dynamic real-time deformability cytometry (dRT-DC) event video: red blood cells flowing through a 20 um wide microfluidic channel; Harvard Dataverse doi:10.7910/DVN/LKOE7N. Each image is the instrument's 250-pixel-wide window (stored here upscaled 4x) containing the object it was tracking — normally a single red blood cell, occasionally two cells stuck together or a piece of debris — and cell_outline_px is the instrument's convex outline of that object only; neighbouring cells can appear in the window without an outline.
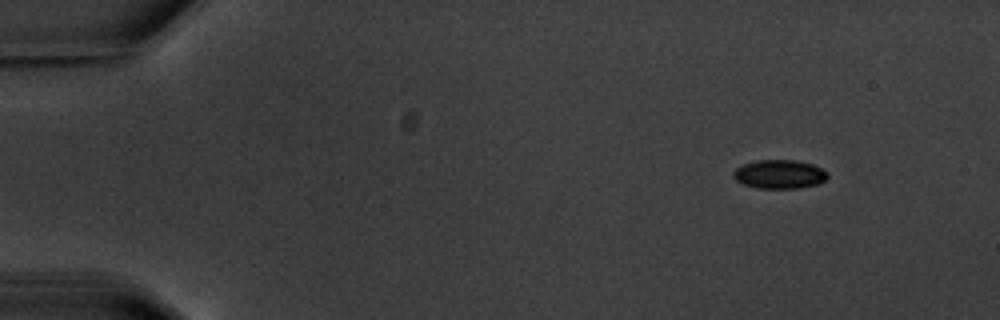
{"species": "common noctule bat (a hibernating species)", "species_latin": "Nyctalus noctula", "temperature_condition": "warm", "stored_images_in_passage": 5, "camera_frame_rate_fps": 3000, "um_per_image_px": 0.085, "animal": {"sex": "male", "body_mass_g": 20.1, "forearm_length_mm": 53.5}, "frame": {"image": 1, "passage_image": 2, "time_ms": 1.0, "image_size_px": [1000, 320], "cell_outline_px": [[828, 176], [820, 184], [800, 188], [756, 188], [744, 184], [736, 180], [732, 176], [732, 172], [736, 168], [744, 164], [756, 160], [796, 160], [812, 164], [828, 172]], "centroid_in_image_um": [66.25, 14.81], "position_along_channel_um": 18.7, "area_um2": 15.9}}